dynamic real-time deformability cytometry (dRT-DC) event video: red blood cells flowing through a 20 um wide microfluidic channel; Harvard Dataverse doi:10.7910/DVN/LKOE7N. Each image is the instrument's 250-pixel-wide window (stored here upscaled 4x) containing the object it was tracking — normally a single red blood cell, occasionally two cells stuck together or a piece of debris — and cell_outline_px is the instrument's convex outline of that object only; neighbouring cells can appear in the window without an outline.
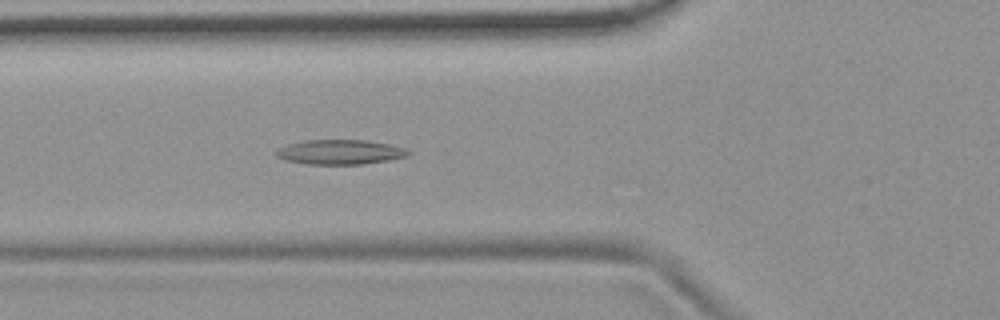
{"species": "common noctule bat (a hibernating species)", "species_latin": "Nyctalus noctula", "temperature_condition": "room temperature", "stored_images_in_passage": 56, "camera_frame_rate_fps": 3000, "um_per_image_px": 0.085, "animal": {"sex": "female", "body_mass_g": 19.9}, "frame": {"image": 1, "passage_image": 20, "time_ms": 6.333, "image_size_px": [1000, 320], "cell_outline_px": [[412, 152], [408, 156], [388, 160], [364, 164], [308, 164], [284, 160], [276, 156], [276, 152], [280, 148], [288, 144], [304, 140], [364, 140], [388, 144], [404, 148]], "centroid_in_image_um": [28.91, 12.93], "position_along_channel_um": 96.9, "area_um2": 18.9}}
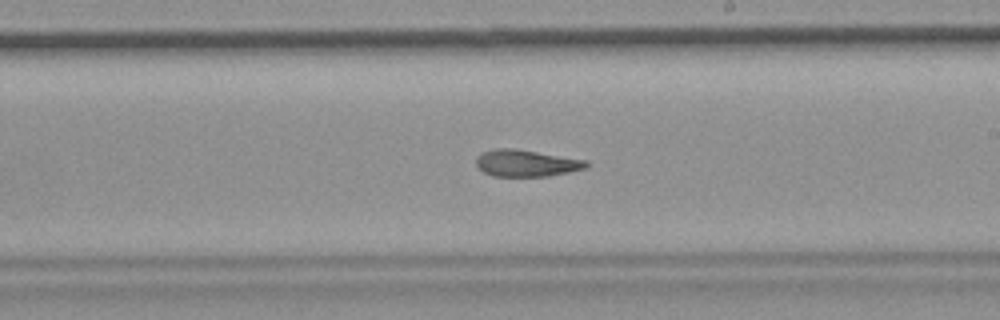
{"frame": {"image": 2, "passage_image": 32, "time_ms": 10.333, "image_size_px": [1000, 320], "cell_outline_px": [[588, 168], [548, 176], [492, 176], [484, 172], [476, 164], [476, 156], [480, 152], [496, 148], [512, 148], [588, 160]], "centroid_in_image_um": [44.72, 13.86], "position_along_channel_um": 244.3, "area_um2": 17.22}}
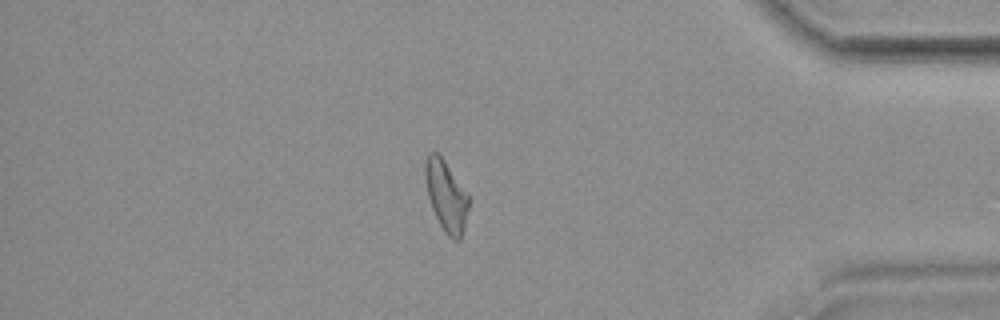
{"frame": {"image": 3, "passage_image": 47, "time_ms": 15.333, "image_size_px": [1000, 320], "cell_outline_px": [[468, 208], [464, 228], [460, 240], [452, 240], [444, 232], [432, 208], [428, 196], [424, 176], [424, 164], [428, 152], [436, 152], [444, 160], [468, 192]], "centroid_in_image_um": [37.91, 16.64], "position_along_channel_um": 397.3, "area_um2": 17.98}}